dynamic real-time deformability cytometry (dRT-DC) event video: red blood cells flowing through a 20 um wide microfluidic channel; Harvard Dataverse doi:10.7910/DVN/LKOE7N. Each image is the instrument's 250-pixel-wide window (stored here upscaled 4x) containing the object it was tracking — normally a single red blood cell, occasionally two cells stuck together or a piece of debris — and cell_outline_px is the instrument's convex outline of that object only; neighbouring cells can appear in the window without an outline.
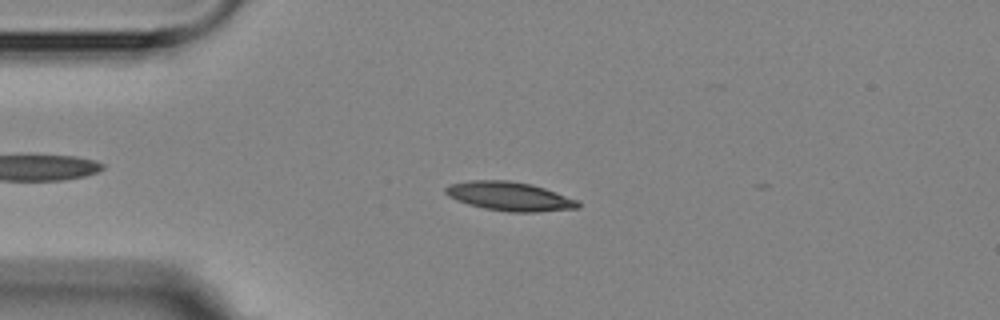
{"species": "Egyptian fruit bat (a non-hibernating species)", "species_latin": "Rousettus aegyptiacus", "temperature_condition": "room temperature", "stored_images_in_passage": 3, "camera_frame_rate_fps": 3000, "um_per_image_px": 0.085, "animal": {"sex": "female"}, "frame": {"image": 1, "passage_image": 2, "time_ms": 1.333, "image_size_px": [1000, 320], "cell_outline_px": [[580, 208], [536, 212], [508, 212], [484, 208], [468, 204], [448, 196], [444, 192], [444, 188], [448, 184], [468, 180], [508, 180], [532, 184], [544, 188], [576, 200], [580, 204]], "centroid_in_image_um": [43.27, 16.68], "position_along_channel_um": 41.7, "area_um2": 22.31}}